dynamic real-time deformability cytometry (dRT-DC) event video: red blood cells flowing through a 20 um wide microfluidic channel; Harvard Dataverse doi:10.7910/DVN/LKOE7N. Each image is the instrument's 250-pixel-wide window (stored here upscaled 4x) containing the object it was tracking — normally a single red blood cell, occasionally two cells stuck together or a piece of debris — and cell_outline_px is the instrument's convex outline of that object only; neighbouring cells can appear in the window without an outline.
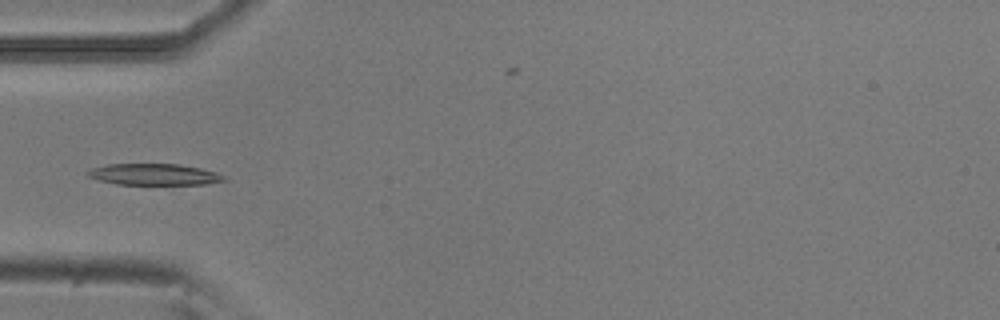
{"species": "common noctule bat (a hibernating species)", "species_latin": "Nyctalus noctula", "temperature_condition": "room temperature", "stored_images_in_passage": 1, "camera_frame_rate_fps": 3000, "um_per_image_px": 0.085, "animal": {"sex": "male", "body_mass_g": 20.5, "forearm_length_mm": 52.5}, "frame": {"image": 1, "passage_image": 1, "time_ms": 0.0, "image_size_px": [1000, 320], "cell_outline_px": [[228, 180], [208, 184], [116, 184], [100, 180], [88, 176], [84, 172], [92, 168], [108, 164], [180, 164], [200, 168], [216, 172], [224, 176]], "centroid_in_image_um": [13.11, 14.82], "position_along_channel_um": 71.9, "area_um2": 16.94}}